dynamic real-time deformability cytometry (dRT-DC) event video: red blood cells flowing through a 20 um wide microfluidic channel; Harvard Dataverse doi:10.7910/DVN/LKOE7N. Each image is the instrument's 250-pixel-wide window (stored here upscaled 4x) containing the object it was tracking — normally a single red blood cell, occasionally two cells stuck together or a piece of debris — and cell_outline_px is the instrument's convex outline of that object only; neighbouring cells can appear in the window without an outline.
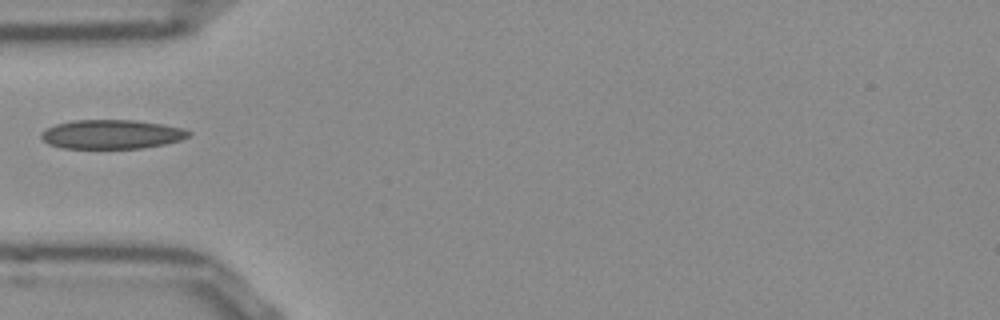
{"species": "Egyptian fruit bat (a non-hibernating species)", "species_latin": "Rousettus aegyptiacus", "temperature_condition": "room temperature", "stored_images_in_passage": 32, "camera_frame_rate_fps": 3000, "um_per_image_px": 0.085, "frame": {"image": 1, "passage_image": 1, "time_ms": 0.0, "image_size_px": [1000, 320], "cell_outline_px": [[192, 132], [188, 136], [180, 140], [164, 144], [144, 148], [60, 148], [48, 144], [40, 136], [40, 132], [44, 128], [56, 124], [72, 120], [136, 120], [164, 124], [184, 128]], "centroid_in_image_um": [9.47, 11.41], "position_along_channel_um": 75.5, "area_um2": 25.26}}
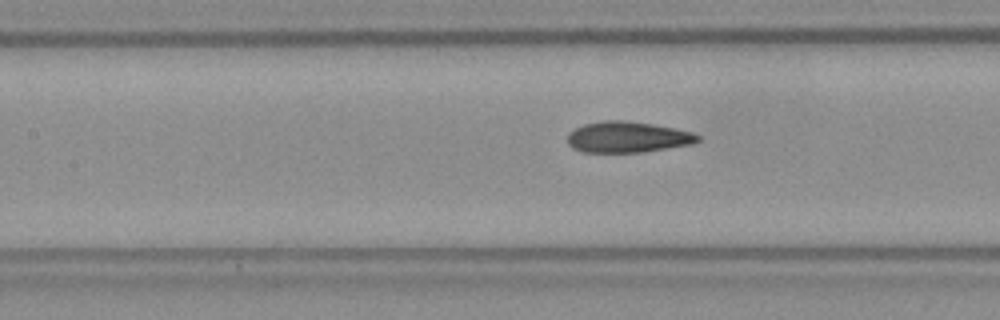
{"frame": {"image": 2, "passage_image": 7, "time_ms": 2.0, "image_size_px": [1000, 320], "cell_outline_px": [[700, 140], [692, 144], [640, 152], [584, 152], [572, 148], [568, 144], [568, 132], [584, 124], [604, 120], [624, 120], [652, 124], [676, 128], [692, 132], [700, 136]], "centroid_in_image_um": [53.33, 11.64], "position_along_channel_um": 154.1, "area_um2": 23.47}}
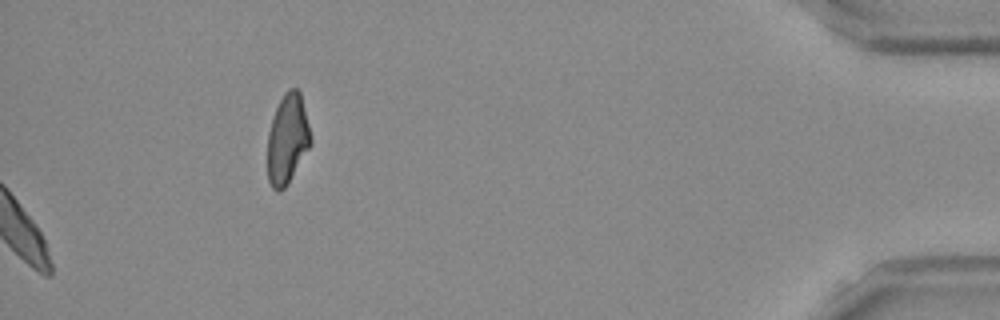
{"frame": {"image": 3, "passage_image": 32, "time_ms": 10.333, "image_size_px": [1000, 320], "cell_outline_px": [[312, 144], [288, 184], [280, 192], [276, 192], [272, 188], [268, 180], [268, 132], [276, 108], [284, 92], [288, 88], [296, 88], [300, 92], [312, 136]], "centroid_in_image_um": [24.45, 11.84], "position_along_channel_um": 410.8, "area_um2": 22.77}}